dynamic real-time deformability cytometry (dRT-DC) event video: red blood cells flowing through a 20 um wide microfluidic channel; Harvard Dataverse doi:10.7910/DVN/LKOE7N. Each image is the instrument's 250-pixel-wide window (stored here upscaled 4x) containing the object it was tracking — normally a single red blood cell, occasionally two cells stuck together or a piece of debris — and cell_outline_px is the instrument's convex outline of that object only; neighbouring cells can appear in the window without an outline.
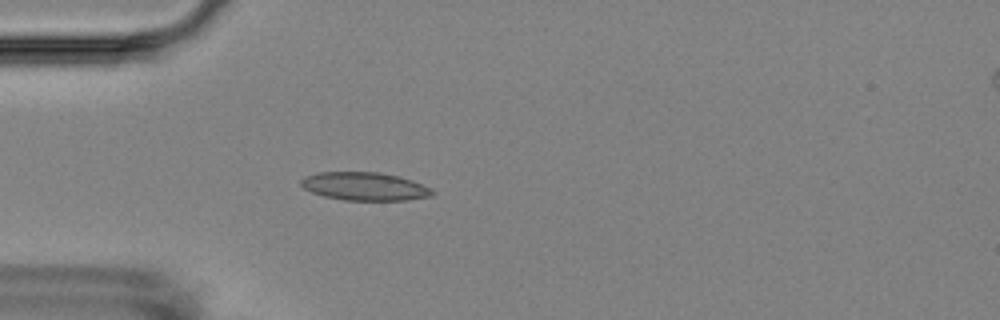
{"species": "Egyptian fruit bat (a non-hibernating species)", "species_latin": "Rousettus aegyptiacus", "temperature_condition": "room temperature", "stored_images_in_passage": 6, "camera_frame_rate_fps": 3000, "um_per_image_px": 0.085, "animal": {"sex": "female"}, "frame": {"image": 1, "passage_image": 4, "time_ms": 3.333, "image_size_px": [1000, 320], "cell_outline_px": [[436, 192], [432, 196], [408, 200], [344, 200], [324, 196], [312, 192], [304, 188], [300, 184], [300, 180], [304, 176], [316, 172], [380, 172], [412, 180], [432, 188]], "centroid_in_image_um": [31.0, 15.84], "position_along_channel_um": 54.0, "area_um2": 21.68}}